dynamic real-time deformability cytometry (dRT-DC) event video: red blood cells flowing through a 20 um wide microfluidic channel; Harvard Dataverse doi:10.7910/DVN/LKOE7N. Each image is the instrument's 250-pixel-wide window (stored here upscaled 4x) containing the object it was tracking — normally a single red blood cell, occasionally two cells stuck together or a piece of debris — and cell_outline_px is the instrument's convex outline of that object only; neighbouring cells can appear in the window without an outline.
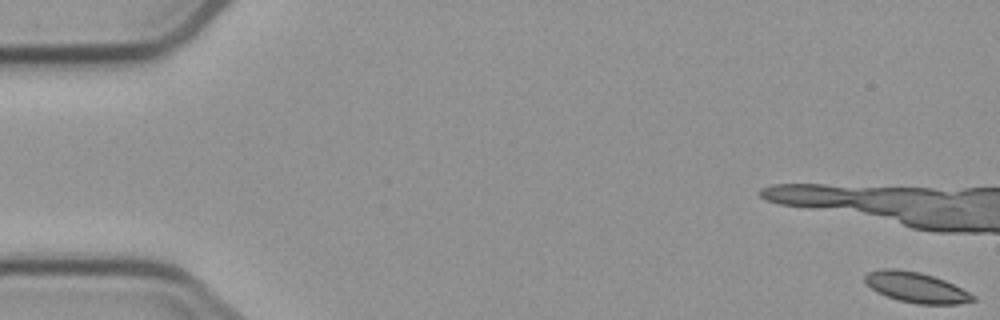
{"species": "common noctule bat (a hibernating species)", "species_latin": "Nyctalus noctula", "temperature_condition": "cold", "stored_images_in_passage": 6, "camera_frame_rate_fps": 3000, "um_per_image_px": 0.085, "animal": {"sex": "male", "body_mass_g": 23.1, "forearm_length_mm": 52.7}, "frame": {"image": 1, "passage_image": 1, "time_ms": 0.0, "image_size_px": [1000, 320], "cell_outline_px": [[976, 300], [960, 304], [916, 304], [900, 300], [876, 292], [864, 280], [864, 276], [868, 272], [884, 268], [896, 268], [920, 272], [944, 280], [976, 296]], "centroid_in_image_um": [77.87, 24.42], "position_along_channel_um": 7.1, "area_um2": 18.96}}